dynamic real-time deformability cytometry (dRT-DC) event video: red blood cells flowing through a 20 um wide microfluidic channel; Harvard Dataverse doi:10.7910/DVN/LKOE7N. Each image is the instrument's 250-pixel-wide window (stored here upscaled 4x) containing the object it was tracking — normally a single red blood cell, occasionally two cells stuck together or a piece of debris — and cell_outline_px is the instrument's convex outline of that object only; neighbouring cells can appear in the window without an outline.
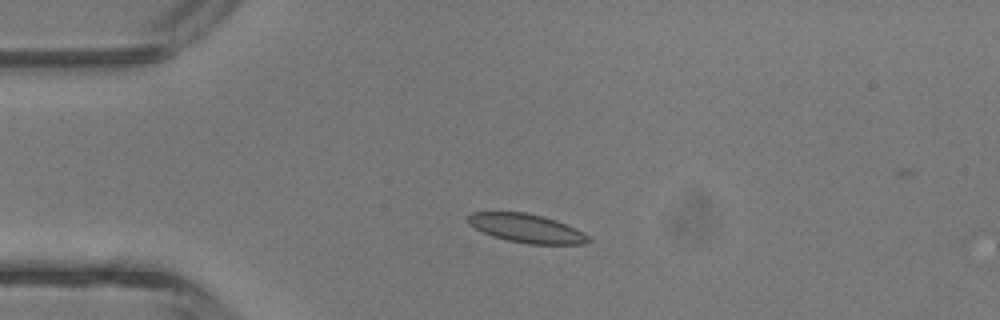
{"species": "common noctule bat (a hibernating species)", "species_latin": "Nyctalus noctula", "temperature_condition": "room temperature", "stored_images_in_passage": 4, "camera_frame_rate_fps": 3000, "um_per_image_px": 0.085, "animal": {"sex": "male", "body_mass_g": 13.3}, "frame": {"image": 1, "passage_image": 2, "time_ms": 1.333, "image_size_px": [1000, 320], "cell_outline_px": [[592, 240], [584, 244], [528, 244], [508, 240], [492, 236], [468, 224], [468, 216], [472, 212], [524, 212], [556, 220], [576, 228], [584, 232]], "centroid_in_image_um": [44.78, 19.41], "position_along_channel_um": 40.2, "area_um2": 20.0}}
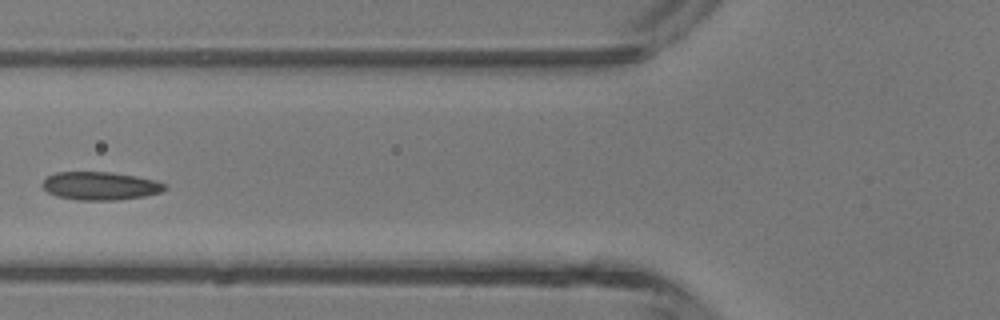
{"frame": {"image": 2, "passage_image": 4, "time_ms": 3.667, "image_size_px": [1000, 320], "cell_outline_px": [[168, 188], [160, 192], [144, 196], [116, 200], [80, 200], [56, 196], [48, 192], [44, 188], [44, 180], [48, 176], [56, 172], [112, 172], [136, 176], [168, 184]], "centroid_in_image_um": [8.55, 15.8], "position_along_channel_um": 117.2, "area_um2": 19.94}}